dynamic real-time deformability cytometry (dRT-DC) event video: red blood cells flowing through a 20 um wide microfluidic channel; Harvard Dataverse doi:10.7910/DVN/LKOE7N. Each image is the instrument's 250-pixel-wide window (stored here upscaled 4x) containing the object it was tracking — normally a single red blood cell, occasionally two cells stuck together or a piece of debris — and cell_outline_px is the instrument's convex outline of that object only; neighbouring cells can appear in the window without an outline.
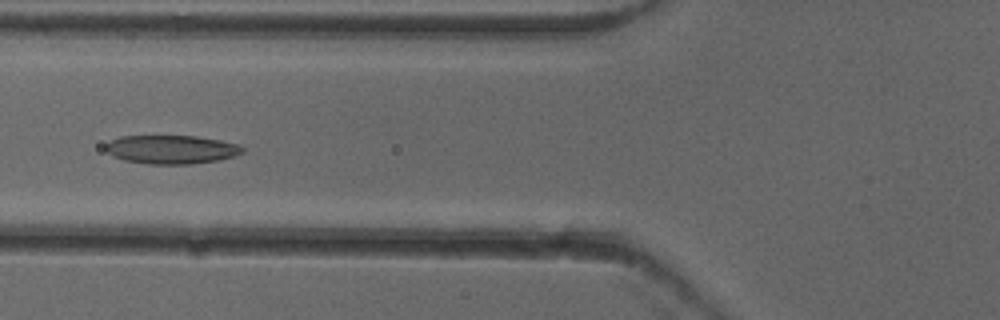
{"species": "common noctule bat (a hibernating species)", "species_latin": "Nyctalus noctula", "temperature_condition": "cold", "stored_images_in_passage": 52, "camera_frame_rate_fps": 3000, "um_per_image_px": 0.085, "animal": {"sex": "female"}, "frame": {"image": 1, "passage_image": 20, "time_ms": 6.333, "image_size_px": [1000, 320], "cell_outline_px": [[244, 152], [220, 160], [192, 164], [148, 164], [124, 160], [112, 156], [104, 148], [112, 140], [120, 136], [196, 136], [220, 140], [240, 144], [244, 148]], "centroid_in_image_um": [14.59, 12.71], "position_along_channel_um": 111.2, "area_um2": 22.89}}
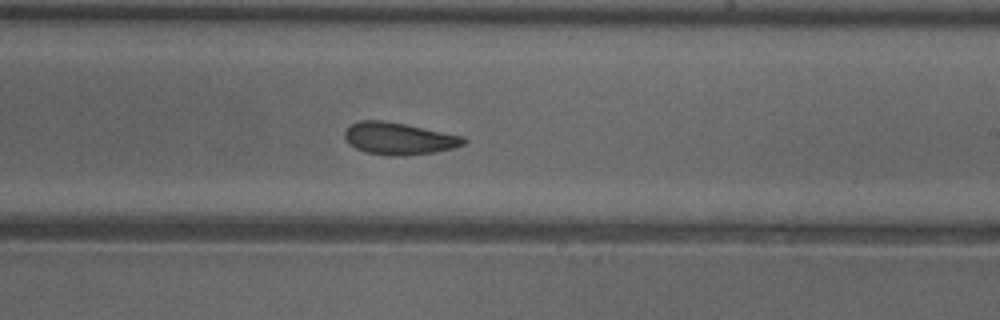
{"frame": {"image": 2, "passage_image": 31, "time_ms": 10.0, "image_size_px": [1000, 320], "cell_outline_px": [[468, 140], [464, 144], [452, 148], [432, 152], [404, 156], [388, 156], [364, 152], [356, 148], [344, 136], [344, 132], [352, 124], [360, 120], [384, 120], [464, 136]], "centroid_in_image_um": [33.91, 11.78], "position_along_channel_um": 255.1, "area_um2": 22.08}}
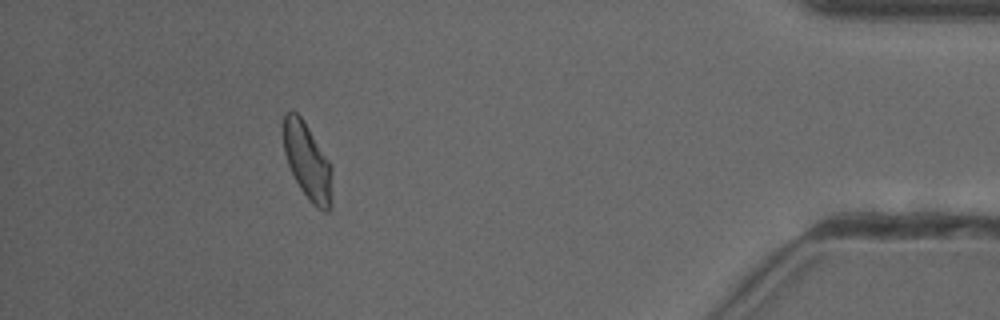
{"frame": {"image": 3, "passage_image": 47, "time_ms": 15.333, "image_size_px": [1000, 320], "cell_outline_px": [[332, 204], [328, 212], [324, 212], [316, 208], [308, 200], [300, 188], [288, 164], [284, 152], [284, 112], [288, 108], [292, 108], [300, 116], [308, 128], [328, 160], [332, 168]], "centroid_in_image_um": [26.14, 13.75], "position_along_channel_um": 409.1, "area_um2": 21.73}, "authors_computed_cell_mechanics": {"area_um2": 22.4842, "velocity_mm_per_s": 3.9146, "shape_relaxation_time_tau1_ms": 9.0735, "shape_relaxation_time_tau2_ms": 3.4494, "deformation_change_tau1": 0.186, "deformation_change_tau2": 0.0915}}